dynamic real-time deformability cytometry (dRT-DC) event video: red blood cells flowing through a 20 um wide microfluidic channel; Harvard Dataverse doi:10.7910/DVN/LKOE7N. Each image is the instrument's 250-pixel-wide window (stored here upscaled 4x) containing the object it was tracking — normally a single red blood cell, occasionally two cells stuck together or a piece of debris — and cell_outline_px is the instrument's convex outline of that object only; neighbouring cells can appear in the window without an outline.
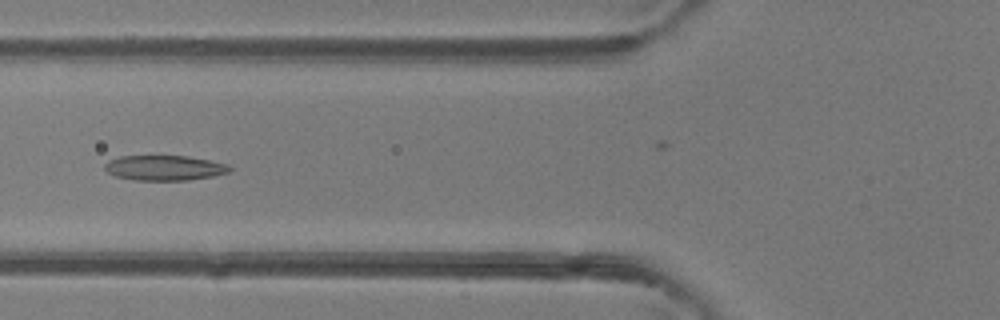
{"species": "common noctule bat (a hibernating species)", "species_latin": "Nyctalus noctula", "temperature_condition": "room temperature", "stored_images_in_passage": 38, "camera_frame_rate_fps": 3000, "um_per_image_px": 0.085, "animal": {"sex": "female"}, "frame": {"image": 1, "passage_image": 18, "time_ms": 5.667, "image_size_px": [1000, 320], "cell_outline_px": [[232, 168], [228, 172], [212, 176], [188, 180], [132, 180], [116, 176], [108, 172], [104, 168], [104, 164], [108, 160], [120, 156], [188, 156], [228, 164]], "centroid_in_image_um": [13.95, 14.26], "position_along_channel_um": 111.8, "area_um2": 18.21}}
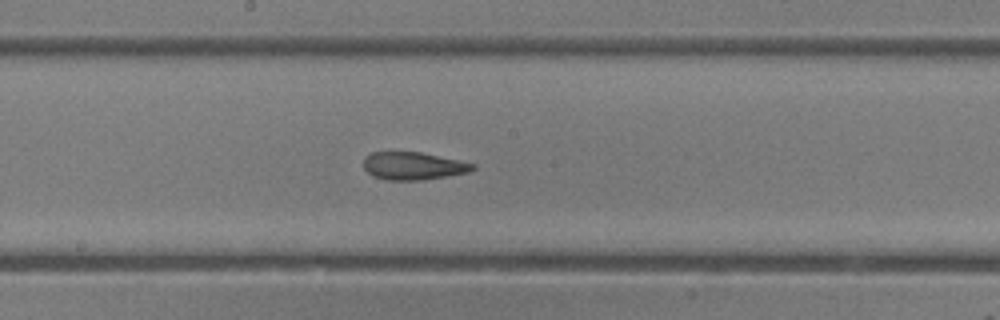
{"frame": {"image": 2, "passage_image": 25, "time_ms": 8.0, "image_size_px": [1000, 320], "cell_outline_px": [[476, 168], [468, 172], [424, 180], [388, 180], [372, 176], [364, 168], [364, 156], [372, 152], [420, 152], [476, 164]], "centroid_in_image_um": [35.11, 14.1], "position_along_channel_um": 213.1, "area_um2": 17.57}}
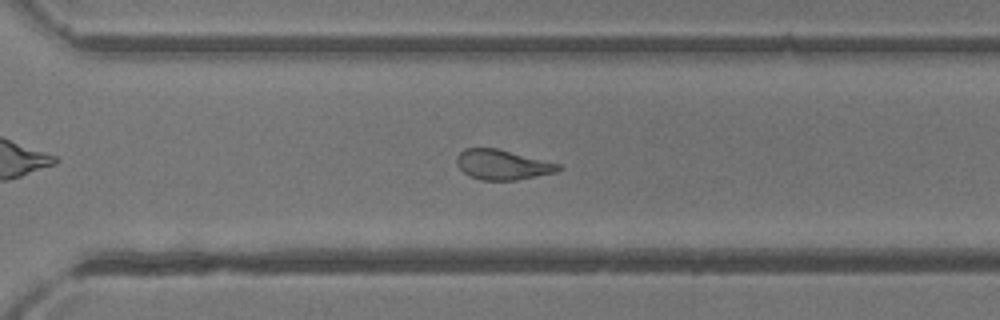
{"frame": {"image": 3, "passage_image": 33, "time_ms": 10.667, "image_size_px": [1000, 320], "cell_outline_px": [[564, 168], [556, 172], [516, 180], [480, 180], [464, 172], [456, 164], [456, 156], [464, 148], [496, 148], [560, 164]], "centroid_in_image_um": [42.7, 14.0], "position_along_channel_um": 327.9, "area_um2": 17.63}}